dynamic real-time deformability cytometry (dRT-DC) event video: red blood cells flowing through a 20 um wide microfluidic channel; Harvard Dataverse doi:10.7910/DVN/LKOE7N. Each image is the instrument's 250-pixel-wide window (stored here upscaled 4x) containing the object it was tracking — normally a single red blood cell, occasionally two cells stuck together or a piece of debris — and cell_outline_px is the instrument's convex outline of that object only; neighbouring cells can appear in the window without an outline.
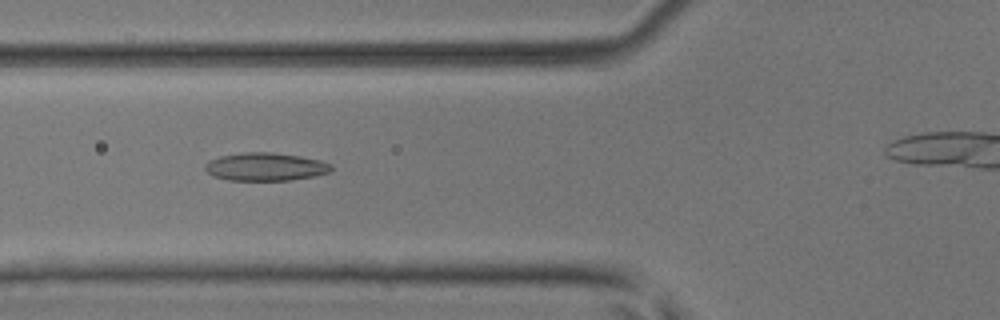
{"species": "common noctule bat (a hibernating species)", "species_latin": "Nyctalus noctula", "temperature_condition": "room temperature", "stored_images_in_passage": 32, "camera_frame_rate_fps": 3000, "um_per_image_px": 0.085, "animal": {"sex": "male", "body_mass_g": 17.9, "forearm_length_mm": 54.2}, "frame": {"image": 1, "passage_image": 7, "time_ms": 2.0, "image_size_px": [1000, 320], "cell_outline_px": [[332, 168], [328, 172], [316, 176], [288, 180], [228, 180], [212, 176], [204, 168], [204, 164], [208, 160], [220, 156], [244, 152], [272, 152], [300, 156], [320, 160], [332, 164]], "centroid_in_image_um": [22.54, 14.17], "position_along_channel_um": 103.3, "area_um2": 20.69}}
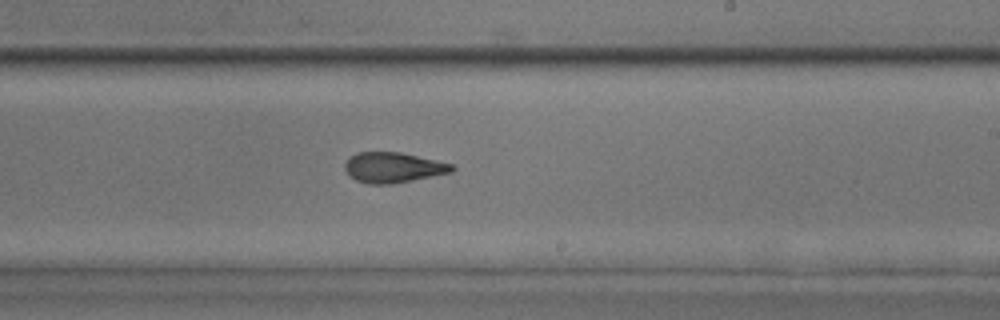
{"frame": {"image": 2, "passage_image": 18, "time_ms": 5.667, "image_size_px": [1000, 320], "cell_outline_px": [[456, 168], [452, 172], [392, 184], [368, 184], [356, 180], [344, 168], [344, 164], [348, 156], [356, 152], [400, 152], [436, 160], [452, 164]], "centroid_in_image_um": [33.4, 14.23], "position_along_channel_um": 255.6, "area_um2": 18.9}}
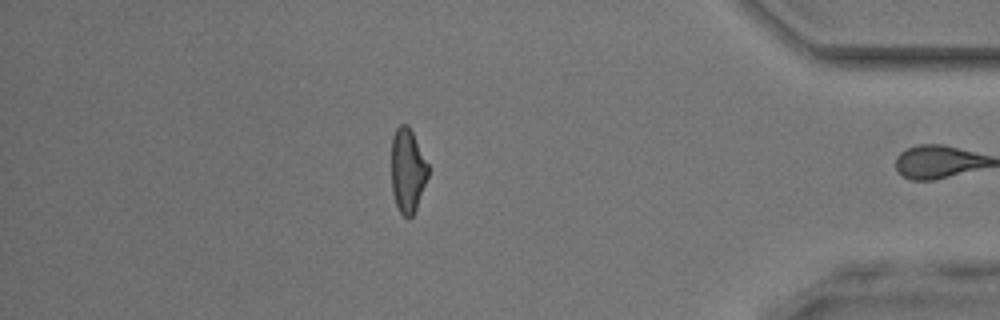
{"frame": {"image": 3, "passage_image": 31, "time_ms": 10.0, "image_size_px": [1000, 320], "cell_outline_px": [[428, 176], [416, 208], [412, 216], [408, 220], [400, 212], [396, 204], [392, 192], [392, 136], [396, 128], [400, 124], [408, 124], [428, 164]], "centroid_in_image_um": [34.64, 14.49], "position_along_channel_um": 400.6, "area_um2": 17.86}, "authors_computed_cell_mechanics": {"area_um2": 19.3052, "velocity_mm_per_s": 4.1682, "shape_relaxation_time_tau1_ms": 6.074, "shape_relaxation_time_tau2_ms": 2.0389, "deformation_change_tau1": 0.1593, "deformation_change_tau2": 0.1083}}